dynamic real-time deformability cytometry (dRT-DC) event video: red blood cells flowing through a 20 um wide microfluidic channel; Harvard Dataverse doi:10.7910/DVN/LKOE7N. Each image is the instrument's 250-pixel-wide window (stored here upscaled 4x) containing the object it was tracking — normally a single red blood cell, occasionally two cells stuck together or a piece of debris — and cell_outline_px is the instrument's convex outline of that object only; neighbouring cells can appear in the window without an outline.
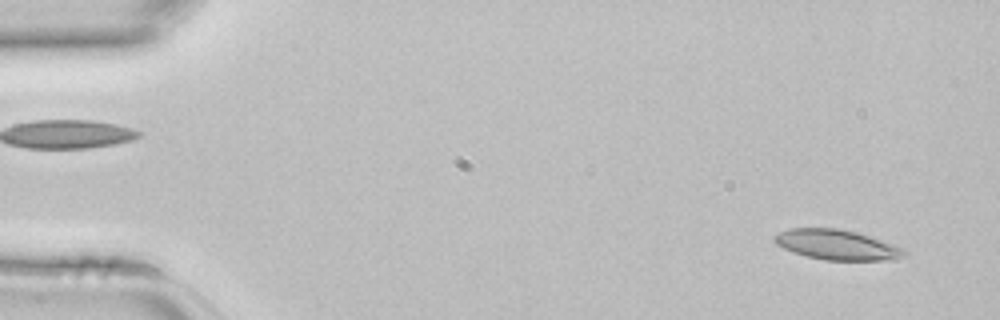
{"species": "common noctule bat (a hibernating species)", "species_latin": "Nyctalus noctula", "temperature_condition": "room temperature", "stored_images_in_passage": 43, "camera_frame_rate_fps": 3000, "um_per_image_px": 0.085, "animal": {"sex": "female", "body_mass_g": 22.7, "forearm_length_mm": 54.2}, "frame": {"image": 1, "passage_image": 2, "time_ms": 0.333, "image_size_px": [1000, 320], "cell_outline_px": [[908, 256], [896, 260], [824, 260], [792, 252], [776, 244], [772, 240], [772, 236], [788, 228], [840, 228], [856, 232], [904, 248], [908, 252]], "centroid_in_image_um": [71.15, 20.81], "position_along_channel_um": 13.8, "area_um2": 22.95}}
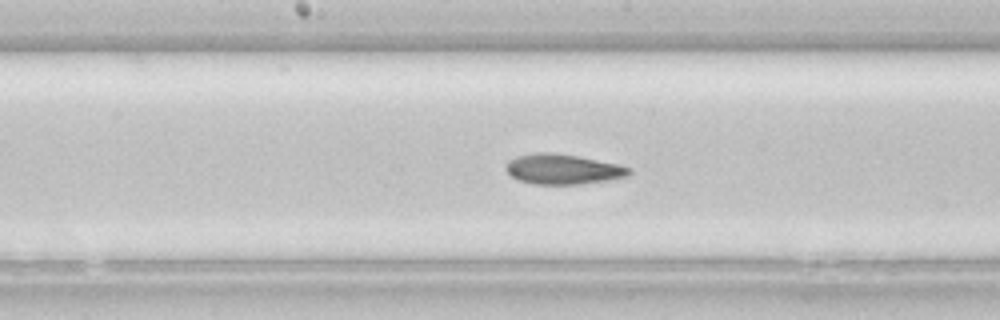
{"frame": {"image": 2, "passage_image": 22, "time_ms": 7.0, "image_size_px": [1000, 320], "cell_outline_px": [[632, 172], [628, 176], [580, 184], [532, 184], [516, 180], [508, 172], [508, 160], [516, 156], [536, 152], [548, 152], [576, 156], [616, 164], [632, 168]], "centroid_in_image_um": [47.82, 14.38], "position_along_channel_um": 200.4, "area_um2": 21.33}}
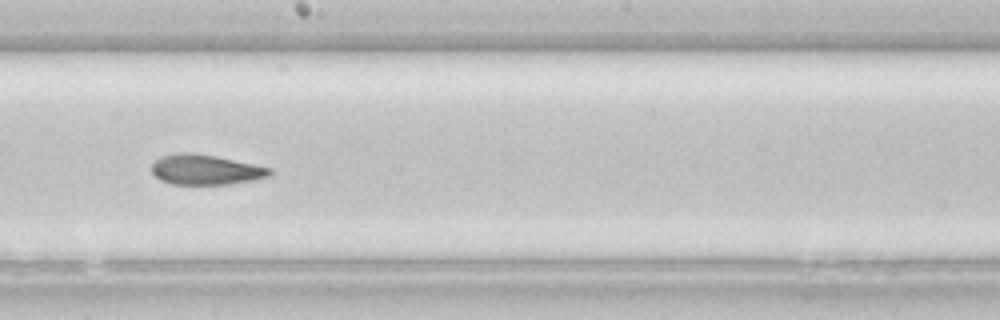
{"frame": {"image": 3, "passage_image": 24, "time_ms": 7.667, "image_size_px": [1000, 320], "cell_outline_px": [[272, 176], [256, 180], [228, 184], [172, 184], [160, 180], [152, 172], [152, 164], [160, 156], [176, 152], [188, 152], [216, 156], [272, 168]], "centroid_in_image_um": [17.49, 14.42], "position_along_channel_um": 230.7, "area_um2": 20.87}}